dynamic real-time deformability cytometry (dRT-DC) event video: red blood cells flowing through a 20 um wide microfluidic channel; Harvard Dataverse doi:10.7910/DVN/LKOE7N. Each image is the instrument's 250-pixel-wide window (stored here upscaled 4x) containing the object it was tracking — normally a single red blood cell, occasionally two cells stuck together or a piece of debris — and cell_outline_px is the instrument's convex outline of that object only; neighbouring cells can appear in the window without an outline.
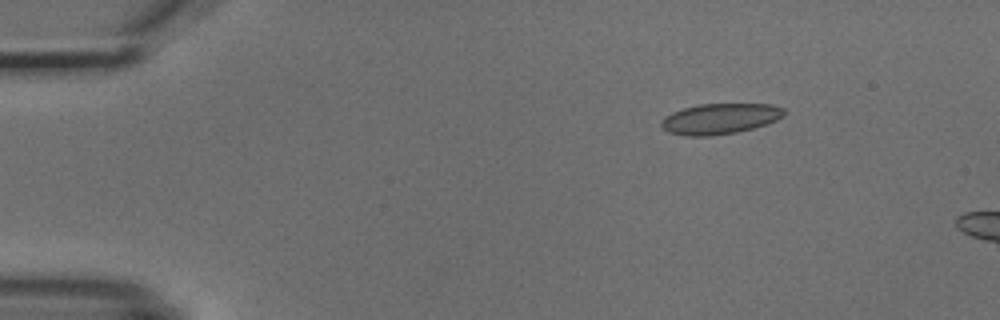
{"species": "common noctule bat (a hibernating species)", "species_latin": "Nyctalus noctula", "temperature_condition": "cold", "stored_images_in_passage": 5, "camera_frame_rate_fps": 3000, "um_per_image_px": 0.085, "animal": {"sex": "male", "body_mass_g": 18.8}, "frame": {"image": 1, "passage_image": 3, "time_ms": 2.333, "image_size_px": [1000, 320], "cell_outline_px": [[784, 116], [776, 120], [752, 128], [736, 132], [708, 136], [684, 136], [668, 132], [660, 124], [660, 120], [664, 116], [672, 112], [684, 108], [700, 104], [772, 104], [784, 108]], "centroid_in_image_um": [61.16, 10.09], "position_along_channel_um": 23.8, "area_um2": 21.85}}